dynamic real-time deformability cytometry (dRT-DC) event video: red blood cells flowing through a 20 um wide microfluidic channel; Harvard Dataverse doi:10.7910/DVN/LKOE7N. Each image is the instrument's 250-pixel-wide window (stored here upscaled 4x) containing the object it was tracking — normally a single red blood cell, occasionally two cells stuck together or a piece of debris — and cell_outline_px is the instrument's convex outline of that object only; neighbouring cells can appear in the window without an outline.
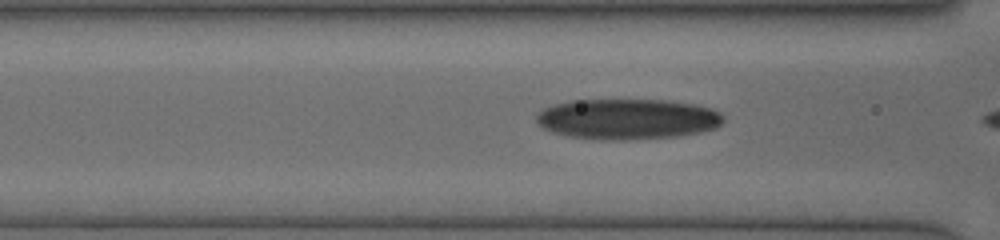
{"species": "human", "species_latin": "Homo sapiens", "temperature_condition": "cold", "stored_images_in_passage": 22, "camera_frame_rate_fps": 3000, "um_per_image_px": 0.085, "donor": {"sex": "female"}, "frame": {"image": 1, "passage_image": 9, "time_ms": 2.0, "image_size_px": [1000, 240], "cell_outline_px": [[724, 120], [716, 128], [700, 132], [676, 136], [624, 140], [600, 140], [568, 136], [552, 132], [544, 128], [536, 120], [536, 116], [544, 108], [552, 104], [572, 100], [668, 100], [696, 104], [712, 108], [720, 112], [724, 116]], "centroid_in_image_um": [53.35, 10.11], "position_along_channel_um": 113.2, "area_um2": 44.39}}
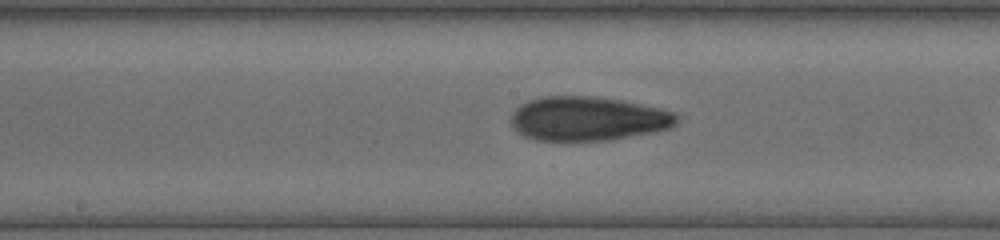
{"frame": {"image": 2, "passage_image": 16, "time_ms": 4.0, "image_size_px": [1000, 240], "cell_outline_px": [[680, 120], [672, 128], [656, 132], [608, 140], [536, 140], [524, 136], [516, 132], [512, 128], [512, 112], [516, 108], [528, 100], [544, 96], [596, 96], [620, 100], [676, 112], [680, 116]], "centroid_in_image_um": [50.0, 10.09], "position_along_channel_um": 198.2, "area_um2": 42.89}}
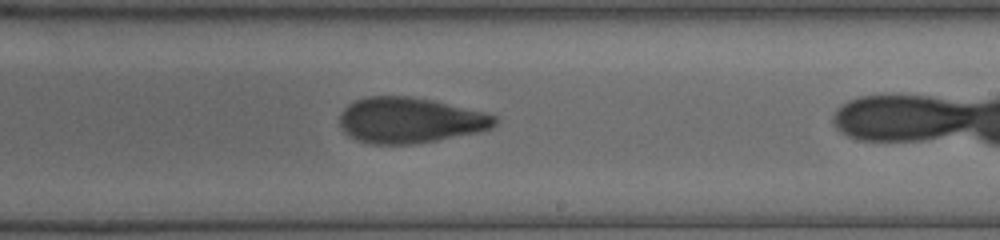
{"frame": {"image": 3, "passage_image": 21, "time_ms": 5.333, "image_size_px": [1000, 240], "cell_outline_px": [[500, 120], [492, 128], [480, 132], [436, 140], [412, 144], [372, 144], [356, 140], [348, 136], [340, 128], [340, 112], [348, 104], [356, 100], [368, 96], [408, 96], [432, 100], [484, 112], [496, 116]], "centroid_in_image_um": [34.83, 10.23], "position_along_channel_um": 254.2, "area_um2": 41.44}}